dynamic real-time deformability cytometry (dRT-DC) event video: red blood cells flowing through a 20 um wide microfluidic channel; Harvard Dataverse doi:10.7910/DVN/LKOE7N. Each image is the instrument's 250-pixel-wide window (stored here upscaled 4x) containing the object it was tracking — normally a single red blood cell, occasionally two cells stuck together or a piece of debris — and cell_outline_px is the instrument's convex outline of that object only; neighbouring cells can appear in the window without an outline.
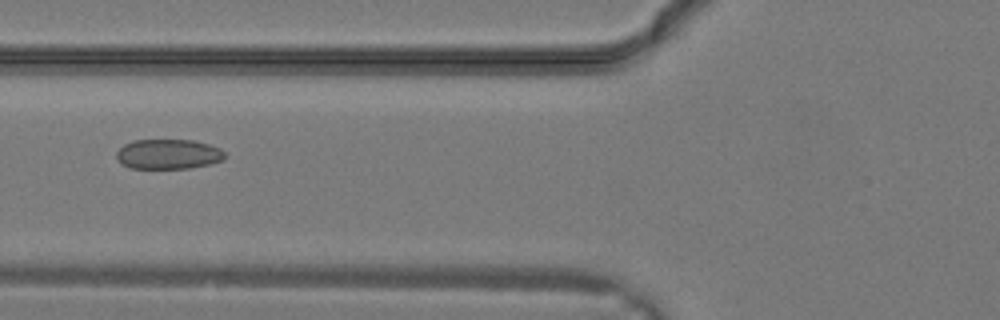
{"species": "common noctule bat (a hibernating species)", "species_latin": "Nyctalus noctula", "temperature_condition": "warm", "stored_images_in_passage": 18, "camera_frame_rate_fps": 3000, "um_per_image_px": 0.085, "animal": {"sex": "male", "body_mass_g": 19.2, "forearm_length_mm": 51.8}, "frame": {"image": 1, "passage_image": 13, "time_ms": 4.0, "image_size_px": [1000, 320], "cell_outline_px": [[224, 160], [212, 164], [188, 168], [132, 168], [124, 164], [116, 156], [116, 152], [124, 144], [136, 140], [192, 140], [208, 144], [220, 148], [224, 152]], "centroid_in_image_um": [14.34, 13.1], "position_along_channel_um": 111.5, "area_um2": 18.73}}
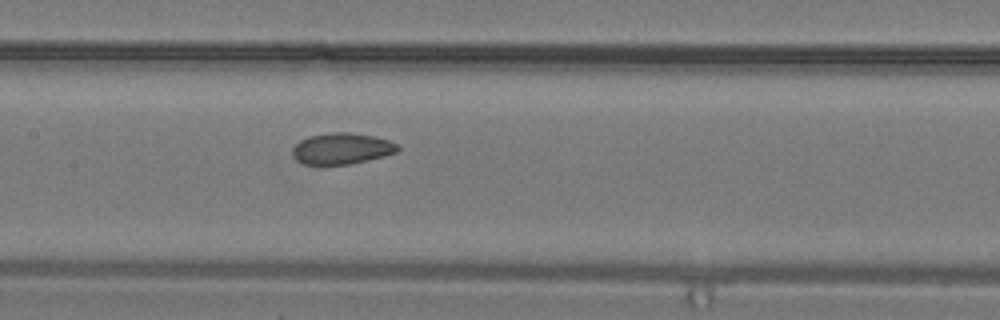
{"frame": {"image": 2, "passage_image": 16, "time_ms": 5.0, "image_size_px": [1000, 320], "cell_outline_px": [[400, 148], [396, 152], [384, 156], [368, 160], [348, 164], [304, 164], [296, 160], [292, 156], [292, 148], [300, 140], [312, 136], [332, 132], [348, 132], [376, 136], [388, 140], [396, 144]], "centroid_in_image_um": [29.04, 12.63], "position_along_channel_um": 178.4, "area_um2": 19.02}}
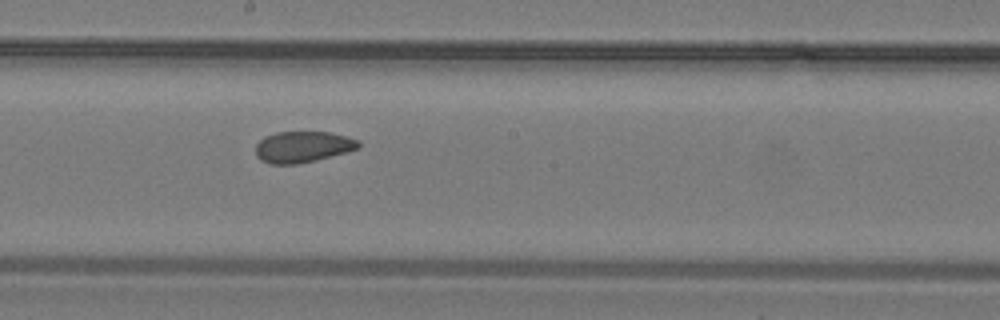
{"frame": {"image": 3, "passage_image": 18, "time_ms": 5.667, "image_size_px": [1000, 320], "cell_outline_px": [[360, 148], [348, 152], [316, 160], [296, 164], [272, 164], [260, 160], [256, 156], [256, 144], [264, 136], [276, 132], [328, 132], [360, 140]], "centroid_in_image_um": [25.74, 12.48], "position_along_channel_um": 222.5, "area_um2": 18.79}}